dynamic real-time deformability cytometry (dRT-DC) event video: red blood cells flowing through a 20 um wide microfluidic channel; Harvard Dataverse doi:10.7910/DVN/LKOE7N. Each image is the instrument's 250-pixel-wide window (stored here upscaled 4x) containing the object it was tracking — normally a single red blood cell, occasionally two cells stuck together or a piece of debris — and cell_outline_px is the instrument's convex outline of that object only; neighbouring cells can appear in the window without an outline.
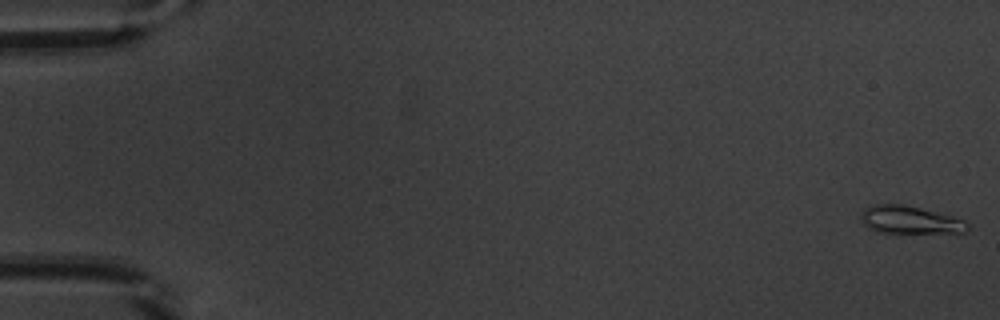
{"species": "common noctule bat (a hibernating species)", "species_latin": "Nyctalus noctula", "temperature_condition": "warm", "stored_images_in_passage": 53, "camera_frame_rate_fps": 3000, "um_per_image_px": 0.085, "animal": {"sex": "male", "body_mass_g": 20.1, "forearm_length_mm": 53.5}, "frame": {"image": 1, "passage_image": 1, "time_ms": 0.0, "image_size_px": [1000, 320], "cell_outline_px": [[972, 228], [964, 232], [892, 236], [876, 232], [868, 228], [864, 224], [860, 216], [864, 208], [872, 204], [904, 204], [952, 216], [964, 220], [972, 224]], "centroid_in_image_um": [77.36, 18.76], "position_along_channel_um": 7.6, "area_um2": 18.5}}
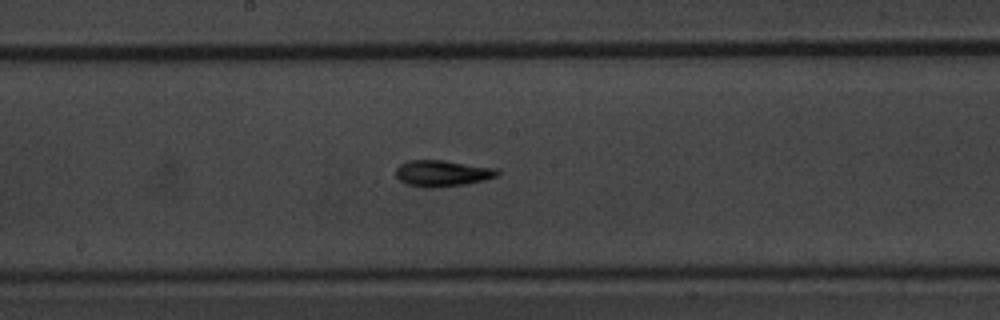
{"frame": {"image": 2, "passage_image": 29, "time_ms": 9.333, "image_size_px": [1000, 320], "cell_outline_px": [[500, 172], [496, 176], [484, 180], [464, 184], [432, 188], [408, 184], [400, 180], [396, 176], [396, 168], [400, 164], [408, 160], [444, 160], [496, 168]], "centroid_in_image_um": [37.59, 14.71], "position_along_channel_um": 210.6, "area_um2": 15.37}}
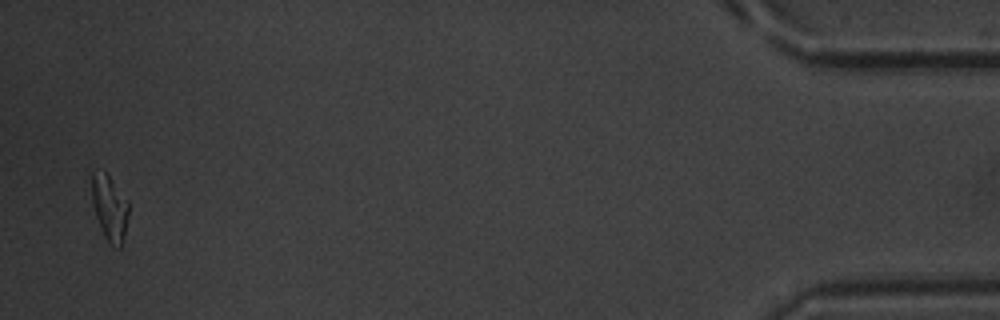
{"frame": {"image": 3, "passage_image": 52, "time_ms": 17.0, "image_size_px": [1000, 320], "cell_outline_px": [[128, 216], [120, 248], [116, 248], [104, 236], [96, 216], [92, 200], [92, 172], [104, 172], [112, 180], [128, 200]], "centroid_in_image_um": [9.32, 17.66], "position_along_channel_um": 425.9, "area_um2": 13.58}, "authors_computed_cell_mechanics": {"area_um2": 14.6812, "velocity_mm_per_s": 3.8717, "shape_relaxation_time_tau1_ms": 4.7682, "shape_relaxation_time_tau2_ms": 6.0985, "deformation_change_tau1": 0.1999, "deformation_change_tau2": 0.1248}}